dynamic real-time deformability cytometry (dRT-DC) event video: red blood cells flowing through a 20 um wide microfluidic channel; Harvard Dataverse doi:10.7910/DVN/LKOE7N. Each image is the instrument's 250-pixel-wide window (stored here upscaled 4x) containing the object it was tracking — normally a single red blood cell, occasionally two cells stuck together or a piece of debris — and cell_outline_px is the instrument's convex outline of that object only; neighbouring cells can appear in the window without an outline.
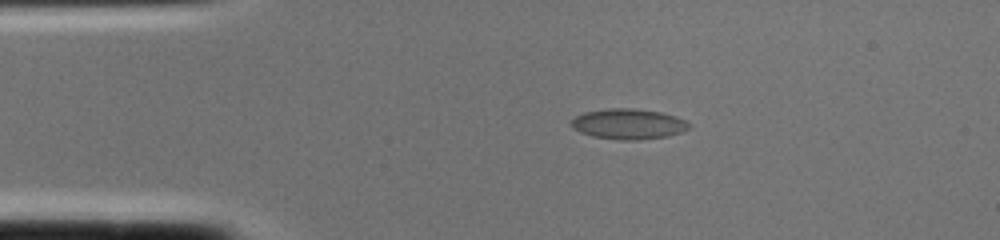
{"species": "common noctule bat (a hibernating species)", "species_latin": "Nyctalus noctula", "temperature_condition": "cold", "stored_images_in_passage": 1, "camera_frame_rate_fps": 3000, "um_per_image_px": 0.085, "animal": {"sex": "female", "body_mass_g": 22.0, "forearm_length_mm": 56.7}, "frame": {"image": 1, "passage_image": 1, "time_ms": 0.0, "image_size_px": [1000, 240], "cell_outline_px": [[692, 128], [668, 136], [636, 140], [620, 140], [592, 136], [580, 132], [572, 128], [568, 124], [576, 116], [584, 112], [608, 108], [636, 108], [660, 112], [676, 116], [692, 124]], "centroid_in_image_um": [53.41, 10.53], "position_along_channel_um": 31.6, "area_um2": 21.1}}